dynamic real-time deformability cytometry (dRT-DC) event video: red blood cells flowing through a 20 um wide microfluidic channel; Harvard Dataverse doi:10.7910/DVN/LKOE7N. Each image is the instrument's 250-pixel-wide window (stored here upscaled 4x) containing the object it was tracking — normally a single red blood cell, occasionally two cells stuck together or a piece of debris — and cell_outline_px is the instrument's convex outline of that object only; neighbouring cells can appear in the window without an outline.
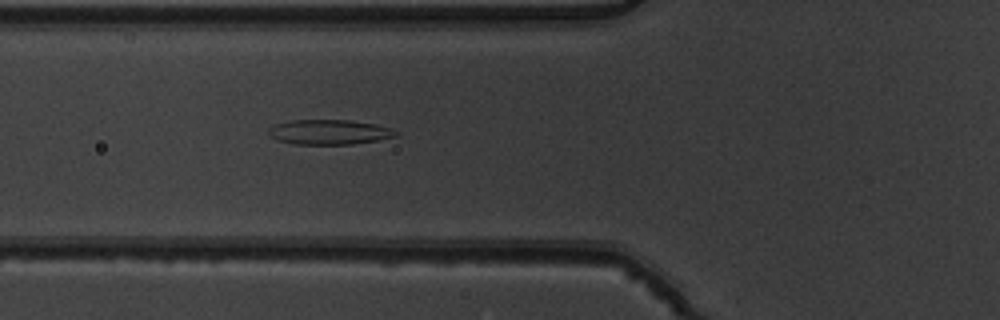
{"species": "common noctule bat (a hibernating species)", "species_latin": "Nyctalus noctula", "temperature_condition": "warm", "stored_images_in_passage": 5, "camera_frame_rate_fps": 3000, "um_per_image_px": 0.085, "animal": {"sex": "male", "body_mass_g": 19.5, "forearm_length_mm": 54.6}, "frame": {"image": 1, "passage_image": 5, "time_ms": 1.333, "image_size_px": [1000, 320], "cell_outline_px": [[396, 136], [380, 140], [352, 144], [296, 144], [276, 140], [268, 132], [268, 128], [276, 124], [292, 120], [348, 120], [376, 124], [392, 128], [396, 132]], "centroid_in_image_um": [27.99, 11.22], "position_along_channel_um": 97.8, "area_um2": 18.38}}